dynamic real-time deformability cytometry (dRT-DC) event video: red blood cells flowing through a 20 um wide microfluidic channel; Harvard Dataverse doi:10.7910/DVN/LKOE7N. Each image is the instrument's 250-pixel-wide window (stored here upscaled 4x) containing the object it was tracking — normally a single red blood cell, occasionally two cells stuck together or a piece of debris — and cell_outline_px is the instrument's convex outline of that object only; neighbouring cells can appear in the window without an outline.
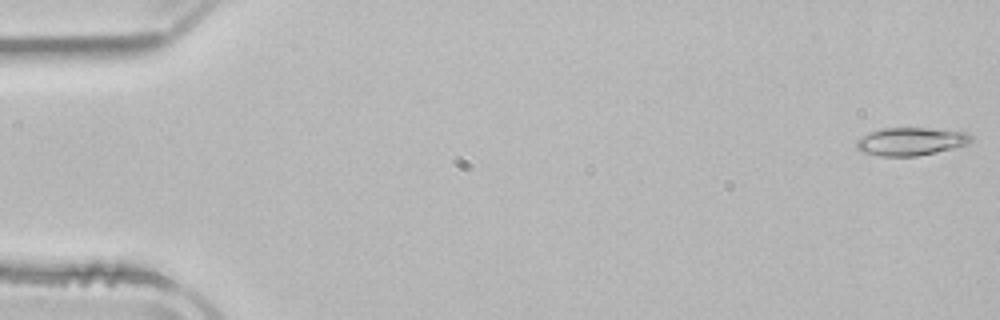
{"species": "common noctule bat (a hibernating species)", "species_latin": "Nyctalus noctula", "temperature_condition": "room temperature", "stored_images_in_passage": 6, "camera_frame_rate_fps": 3000, "um_per_image_px": 0.085, "animal": {"sex": "male", "body_mass_g": 21.5, "forearm_length_mm": 52.0}, "frame": {"image": 1, "passage_image": 1, "time_ms": 0.0, "image_size_px": [1000, 320], "cell_outline_px": [[972, 140], [968, 144], [936, 152], [916, 156], [880, 156], [864, 152], [856, 148], [856, 140], [868, 132], [884, 128], [932, 128], [968, 132], [972, 136]], "centroid_in_image_um": [77.42, 12.01], "position_along_channel_um": 7.6, "area_um2": 18.73}}
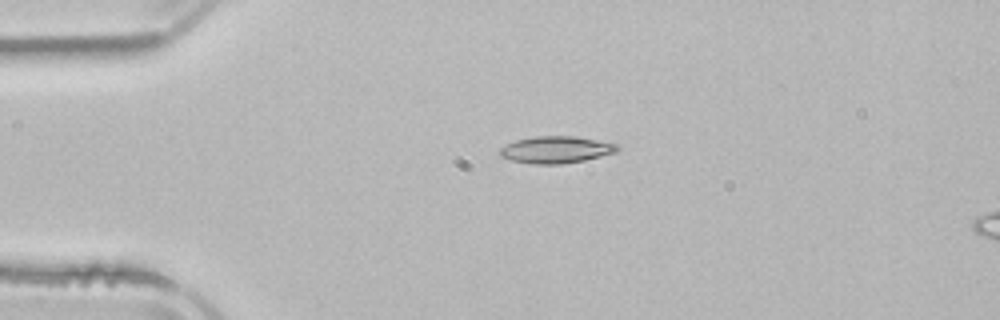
{"frame": {"image": 2, "passage_image": 4, "time_ms": 3.667, "image_size_px": [1000, 320], "cell_outline_px": [[620, 148], [616, 152], [584, 160], [560, 164], [532, 164], [512, 160], [500, 156], [500, 148], [516, 140], [532, 136], [572, 136], [620, 144]], "centroid_in_image_um": [47.27, 12.72], "position_along_channel_um": 37.7, "area_um2": 18.32}}
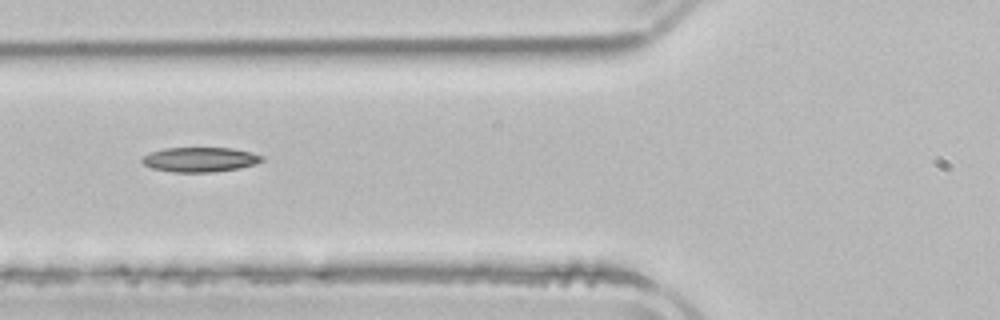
{"frame": {"image": 3, "passage_image": 6, "time_ms": 6.333, "image_size_px": [1000, 320], "cell_outline_px": [[264, 160], [256, 164], [240, 168], [212, 172], [172, 172], [152, 168], [144, 164], [140, 160], [144, 156], [152, 152], [164, 148], [232, 148], [264, 156]], "centroid_in_image_um": [17.01, 13.56], "position_along_channel_um": 108.8, "area_um2": 17.17}}